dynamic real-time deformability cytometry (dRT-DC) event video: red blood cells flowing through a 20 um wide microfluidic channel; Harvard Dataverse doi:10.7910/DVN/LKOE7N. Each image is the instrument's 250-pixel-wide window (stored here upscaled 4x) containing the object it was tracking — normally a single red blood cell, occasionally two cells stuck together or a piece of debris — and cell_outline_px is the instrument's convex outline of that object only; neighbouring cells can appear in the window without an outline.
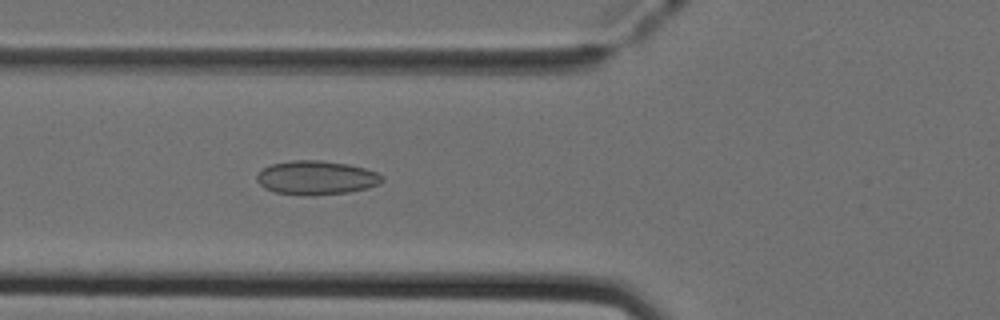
{"species": "Egyptian fruit bat (a non-hibernating species)", "species_latin": "Rousettus aegyptiacus", "temperature_condition": "cold", "stored_images_in_passage": 41, "camera_frame_rate_fps": 3000, "um_per_image_px": 0.085, "animal": {"sex": "female"}, "frame": {"image": 1, "passage_image": 9, "time_ms": 2.667, "image_size_px": [1000, 320], "cell_outline_px": [[384, 180], [380, 184], [368, 188], [348, 192], [312, 196], [300, 196], [276, 192], [264, 188], [256, 180], [256, 176], [264, 168], [272, 164], [292, 160], [320, 160], [348, 164], [364, 168], [376, 172], [384, 176]], "centroid_in_image_um": [26.9, 15.12], "position_along_channel_um": 98.9, "area_um2": 24.97}}
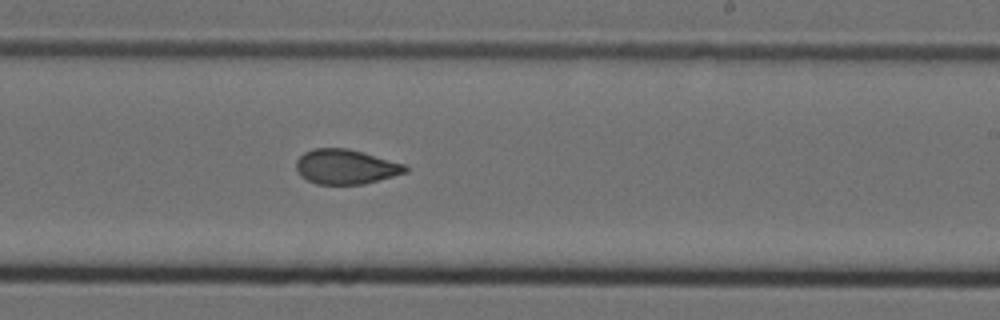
{"frame": {"image": 2, "passage_image": 21, "time_ms": 6.667, "image_size_px": [1000, 320], "cell_outline_px": [[408, 172], [364, 184], [316, 184], [308, 180], [296, 168], [296, 160], [304, 152], [312, 148], [348, 148], [364, 152], [404, 164], [408, 168]], "centroid_in_image_um": [29.4, 14.16], "position_along_channel_um": 259.6, "area_um2": 22.02}}
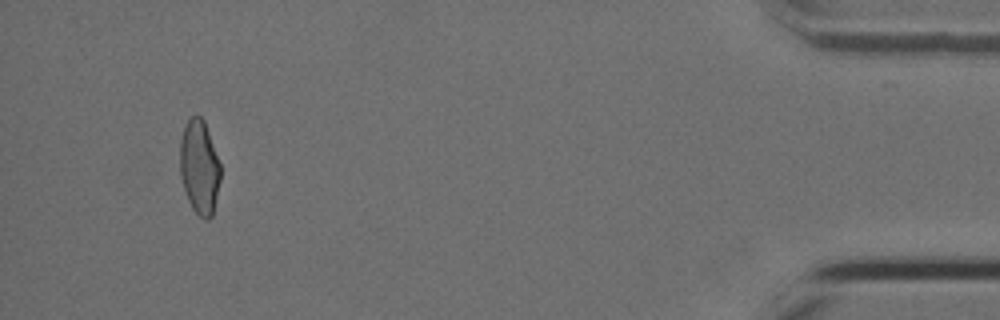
{"frame": {"image": 3, "passage_image": 38, "time_ms": 12.333, "image_size_px": [1000, 320], "cell_outline_px": [[220, 180], [212, 216], [208, 220], [204, 220], [192, 208], [188, 200], [180, 176], [180, 140], [184, 124], [192, 116], [200, 116], [204, 120], [220, 164]], "centroid_in_image_um": [16.94, 14.2], "position_along_channel_um": 418.3, "area_um2": 22.14}, "authors_computed_cell_mechanics": {"area_um2": 22.5998, "velocity_mm_per_s": 4.0139, "shape_relaxation_time_tau1_ms": null, "shape_relaxation_time_tau2_ms": 1.4448, "deformation_change_tau1": null, "deformation_change_tau2": 0.0542}}